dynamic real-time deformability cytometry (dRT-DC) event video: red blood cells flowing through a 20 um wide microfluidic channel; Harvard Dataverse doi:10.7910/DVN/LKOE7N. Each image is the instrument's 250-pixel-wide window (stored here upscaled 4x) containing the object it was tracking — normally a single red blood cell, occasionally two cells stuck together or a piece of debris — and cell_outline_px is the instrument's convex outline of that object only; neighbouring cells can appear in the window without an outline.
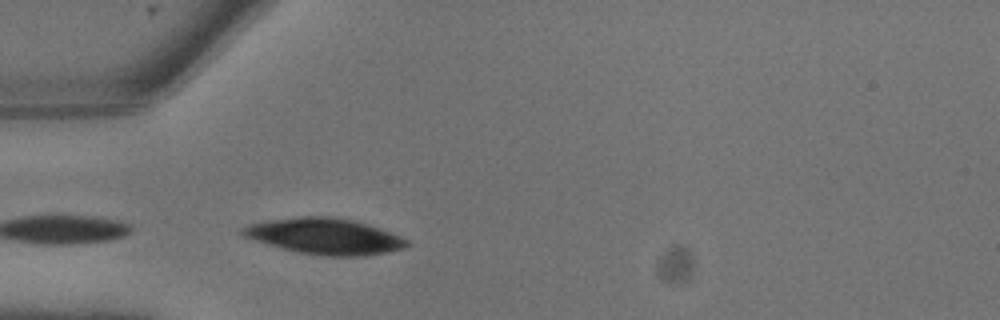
{"species": "common noctule bat (a hibernating species)", "species_latin": "Nyctalus noctula", "temperature_condition": "warm", "stored_images_in_passage": 5, "camera_frame_rate_fps": 3000, "um_per_image_px": 0.085, "animal": {"sex": "male", "body_mass_g": 13.3}, "frame": {"image": 1, "passage_image": 5, "time_ms": 1.333, "image_size_px": [1000, 320], "cell_outline_px": [[412, 244], [400, 248], [384, 252], [364, 256], [324, 256], [300, 252], [284, 248], [256, 240], [244, 236], [240, 232], [240, 228], [248, 224], [272, 220], [300, 216], [328, 216], [352, 220], [368, 224], [380, 228], [400, 236], [408, 240]], "centroid_in_image_um": [27.62, 20.07], "position_along_channel_um": 57.4, "area_um2": 33.93}}